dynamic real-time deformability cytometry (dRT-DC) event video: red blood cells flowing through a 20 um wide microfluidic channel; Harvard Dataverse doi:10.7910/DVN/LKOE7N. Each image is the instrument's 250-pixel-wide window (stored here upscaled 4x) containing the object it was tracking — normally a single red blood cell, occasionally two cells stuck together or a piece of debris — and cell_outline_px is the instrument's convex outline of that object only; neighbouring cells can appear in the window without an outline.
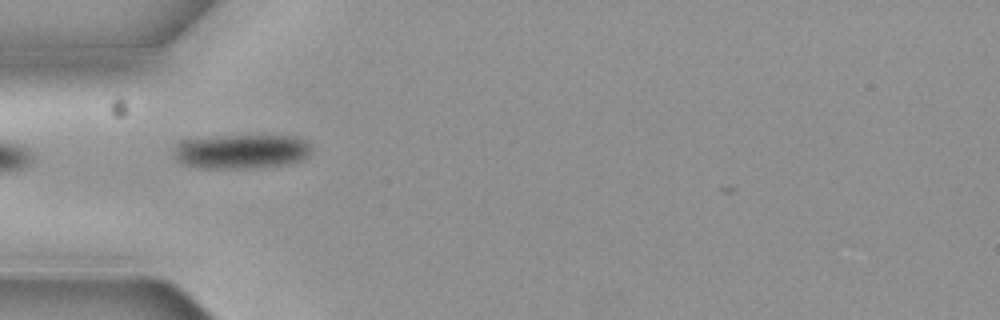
{"species": "common noctule bat (a hibernating species)", "species_latin": "Nyctalus noctula", "temperature_condition": "cold", "stored_images_in_passage": 3, "camera_frame_rate_fps": 3000, "um_per_image_px": 0.085, "animal": {"sex": "female", "body_mass_g": 19.3, "forearm_length_mm": 54.1}, "frame": {"image": 1, "passage_image": 2, "time_ms": 0.333, "image_size_px": [1000, 320], "cell_outline_px": [[312, 148], [308, 156], [300, 160], [288, 164], [248, 168], [200, 168], [184, 164], [176, 160], [172, 148], [180, 140], [216, 136], [300, 136]], "centroid_in_image_um": [20.48, 12.87], "position_along_channel_um": 64.5, "area_um2": 27.74}}
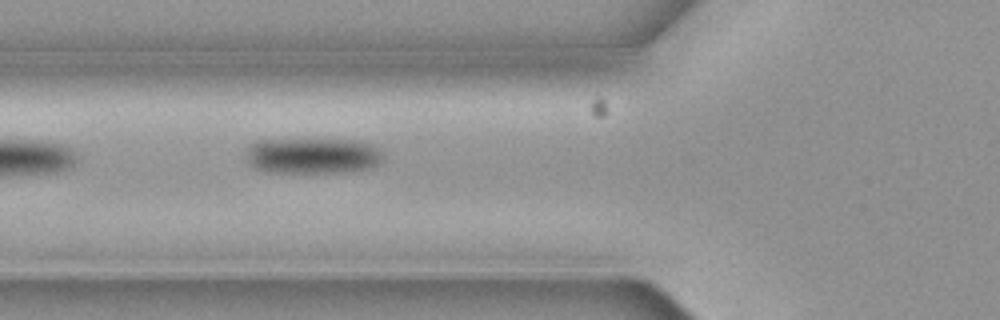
{"frame": {"image": 2, "passage_image": 3, "time_ms": 0.667, "image_size_px": [1000, 320], "cell_outline_px": [[380, 164], [368, 168], [348, 172], [264, 172], [248, 164], [248, 148], [256, 140], [360, 140], [372, 144], [380, 152]], "centroid_in_image_um": [26.57, 13.24], "position_along_channel_um": 99.2, "area_um2": 28.38}}